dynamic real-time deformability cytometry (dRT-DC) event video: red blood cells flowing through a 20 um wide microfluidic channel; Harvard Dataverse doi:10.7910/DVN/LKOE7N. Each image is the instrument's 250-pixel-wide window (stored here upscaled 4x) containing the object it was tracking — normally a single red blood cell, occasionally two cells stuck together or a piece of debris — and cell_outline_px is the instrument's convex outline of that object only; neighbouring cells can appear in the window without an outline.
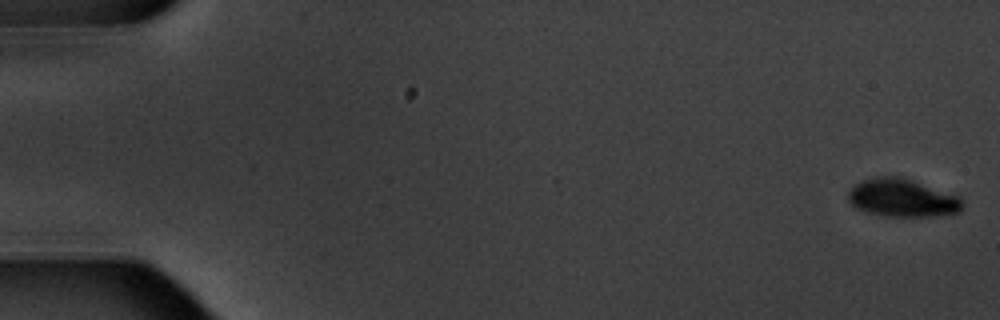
{"species": "common noctule bat (a hibernating species)", "species_latin": "Nyctalus noctula", "temperature_condition": "warm", "stored_images_in_passage": 5, "camera_frame_rate_fps": 3000, "um_per_image_px": 0.085, "animal": {"sex": "male", "body_mass_g": 20.1, "forearm_length_mm": 53.5}, "frame": {"image": 1, "passage_image": 1, "time_ms": 0.0, "image_size_px": [1000, 320], "cell_outline_px": [[964, 204], [960, 212], [936, 216], [884, 216], [868, 212], [856, 208], [848, 200], [848, 192], [856, 184], [864, 180], [880, 176], [900, 176], [960, 196], [964, 200]], "centroid_in_image_um": [76.74, 16.83], "position_along_channel_um": 8.3, "area_um2": 25.26}}
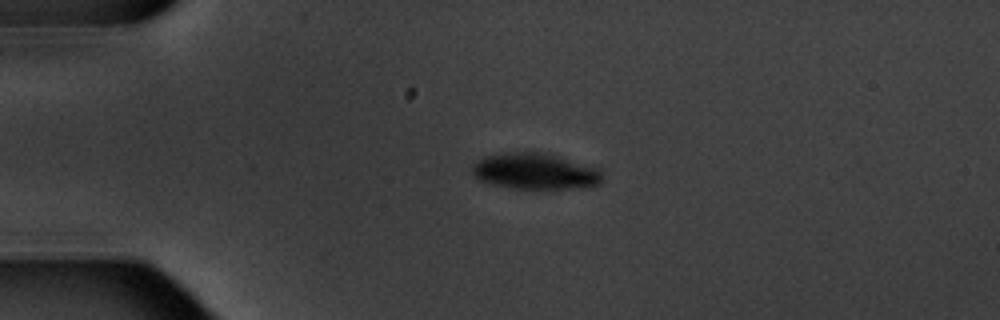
{"frame": {"image": 2, "passage_image": 4, "time_ms": 4.333, "image_size_px": [1000, 320], "cell_outline_px": [[600, 184], [580, 188], [512, 188], [492, 184], [480, 180], [472, 172], [472, 164], [476, 160], [484, 156], [516, 152], [552, 152], [600, 168]], "centroid_in_image_um": [45.52, 14.53], "position_along_channel_um": 39.5, "area_um2": 27.63}}